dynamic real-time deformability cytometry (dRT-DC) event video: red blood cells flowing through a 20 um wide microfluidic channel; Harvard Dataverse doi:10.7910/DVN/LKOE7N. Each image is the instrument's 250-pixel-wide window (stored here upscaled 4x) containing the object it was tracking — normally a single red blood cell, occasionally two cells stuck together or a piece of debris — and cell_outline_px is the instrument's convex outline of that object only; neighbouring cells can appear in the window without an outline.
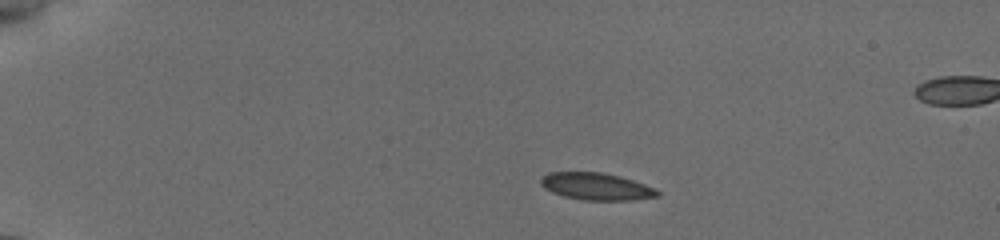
{"species": "common noctule bat (a hibernating species)", "species_latin": "Nyctalus noctula", "temperature_condition": "cold", "stored_images_in_passage": 24, "camera_frame_rate_fps": 3000, "um_per_image_px": 0.085, "animal": {"sex": "female", "body_mass_g": 19.5, "forearm_length_mm": 54.1}, "frame": {"image": 1, "passage_image": 1, "time_ms": 0.0, "image_size_px": [1000, 240], "cell_outline_px": [[660, 196], [632, 200], [584, 200], [564, 196], [552, 192], [544, 188], [540, 184], [540, 180], [548, 172], [604, 172], [620, 176], [656, 188], [660, 192]], "centroid_in_image_um": [50.7, 15.84], "position_along_channel_um": 34.3, "area_um2": 18.5}}
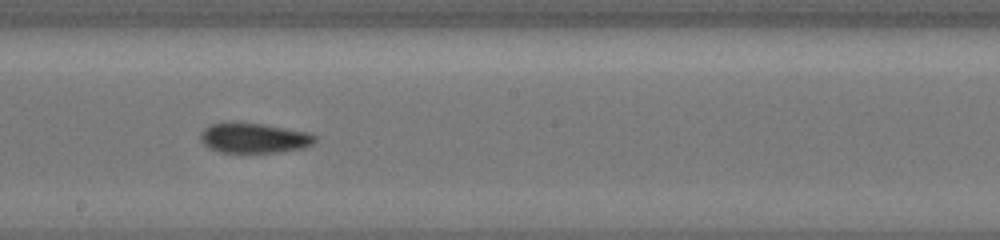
{"frame": {"image": 2, "passage_image": 13, "time_ms": 7.0, "image_size_px": [1000, 240], "cell_outline_px": [[316, 140], [312, 144], [304, 148], [280, 152], [216, 152], [208, 148], [200, 140], [200, 132], [204, 128], [212, 124], [260, 124], [308, 132], [316, 136]], "centroid_in_image_um": [21.59, 11.76], "position_along_channel_um": 226.6, "area_um2": 19.65}}
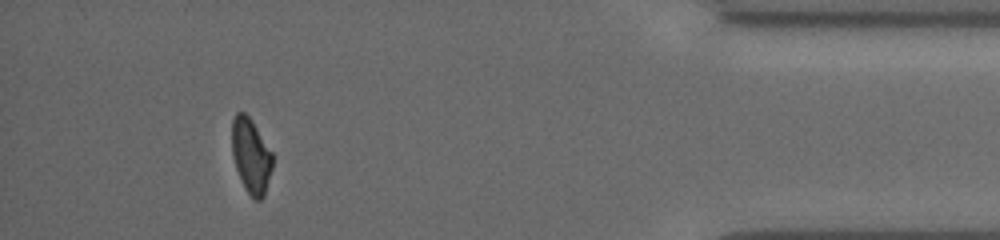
{"frame": {"image": 3, "passage_image": 22, "time_ms": 13.0, "image_size_px": [1000, 240], "cell_outline_px": [[272, 168], [264, 196], [260, 200], [256, 200], [244, 188], [236, 168], [232, 152], [232, 120], [236, 112], [244, 112], [252, 120], [272, 152]], "centroid_in_image_um": [21.33, 13.23], "position_along_channel_um": 413.9, "area_um2": 17.57}, "authors_computed_cell_mechanics": {"area_um2": 19.0162, "velocity_mm_per_s": 3.8462, "shape_relaxation_time_tau1_ms": 3.7617, "shape_relaxation_time_tau2_ms": null, "deformation_change_tau1": 0.1278, "deformation_change_tau2": null}}